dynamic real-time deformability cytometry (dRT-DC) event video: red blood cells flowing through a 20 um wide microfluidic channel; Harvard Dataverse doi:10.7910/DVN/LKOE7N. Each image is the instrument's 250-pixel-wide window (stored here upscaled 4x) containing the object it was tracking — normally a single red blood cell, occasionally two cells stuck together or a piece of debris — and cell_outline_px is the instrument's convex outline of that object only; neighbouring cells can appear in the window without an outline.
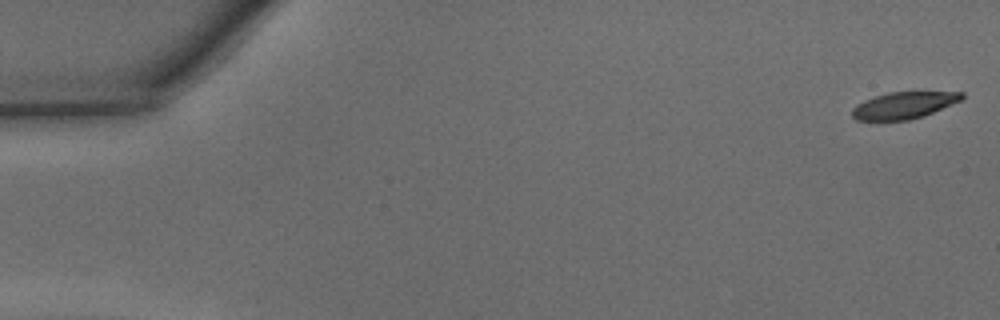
{"species": "common noctule bat (a hibernating species)", "species_latin": "Nyctalus noctula", "temperature_condition": "warm", "stored_images_in_passage": 31, "camera_frame_rate_fps": 3000, "um_per_image_px": 0.085, "animal": {"sex": "male", "body_mass_g": 15.6}, "frame": {"image": 1, "passage_image": 1, "time_ms": 0.0, "image_size_px": [1000, 320], "cell_outline_px": [[964, 96], [960, 100], [924, 116], [908, 120], [856, 120], [852, 116], [852, 108], [856, 104], [864, 100], [888, 92], [964, 92]], "centroid_in_image_um": [76.79, 8.95], "position_along_channel_um": 8.2, "area_um2": 16.94}}
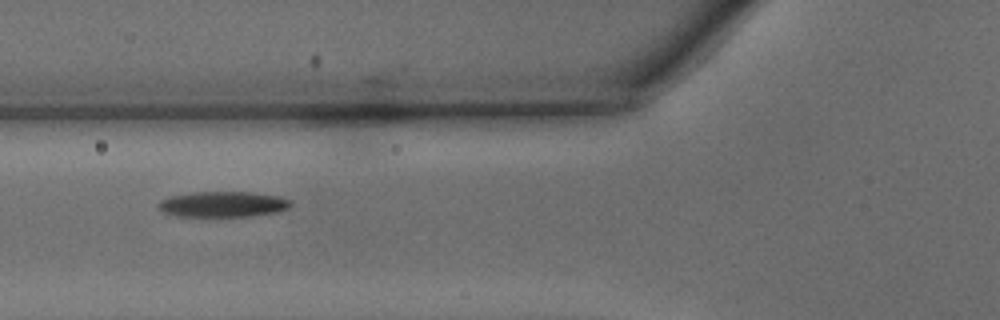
{"frame": {"image": 2, "passage_image": 18, "time_ms": 5.667, "image_size_px": [1000, 320], "cell_outline_px": [[292, 204], [288, 208], [276, 212], [252, 216], [176, 216], [164, 212], [156, 204], [160, 200], [172, 196], [196, 192], [252, 192], [276, 196], [292, 200]], "centroid_in_image_um": [18.96, 17.36], "position_along_channel_um": 106.8, "area_um2": 19.59}}
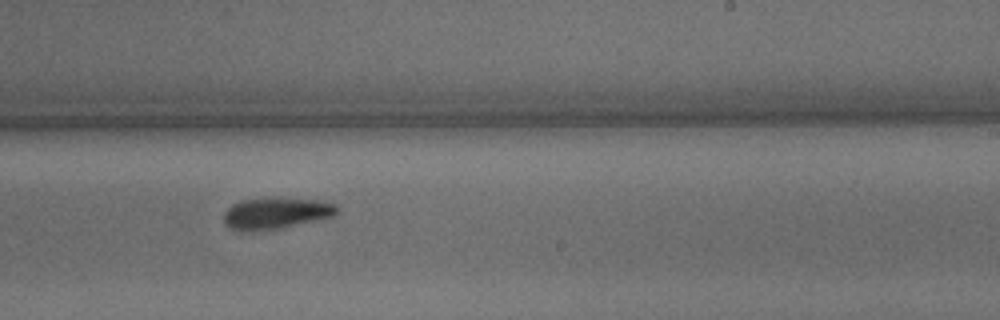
{"frame": {"image": 3, "passage_image": 29, "time_ms": 9.333, "image_size_px": [1000, 320], "cell_outline_px": [[340, 208], [332, 216], [280, 228], [252, 232], [244, 232], [228, 228], [224, 224], [224, 212], [232, 204], [240, 200], [268, 196], [316, 200], [336, 204]], "centroid_in_image_um": [23.38, 18.11], "position_along_channel_um": 265.6, "area_um2": 21.15}}